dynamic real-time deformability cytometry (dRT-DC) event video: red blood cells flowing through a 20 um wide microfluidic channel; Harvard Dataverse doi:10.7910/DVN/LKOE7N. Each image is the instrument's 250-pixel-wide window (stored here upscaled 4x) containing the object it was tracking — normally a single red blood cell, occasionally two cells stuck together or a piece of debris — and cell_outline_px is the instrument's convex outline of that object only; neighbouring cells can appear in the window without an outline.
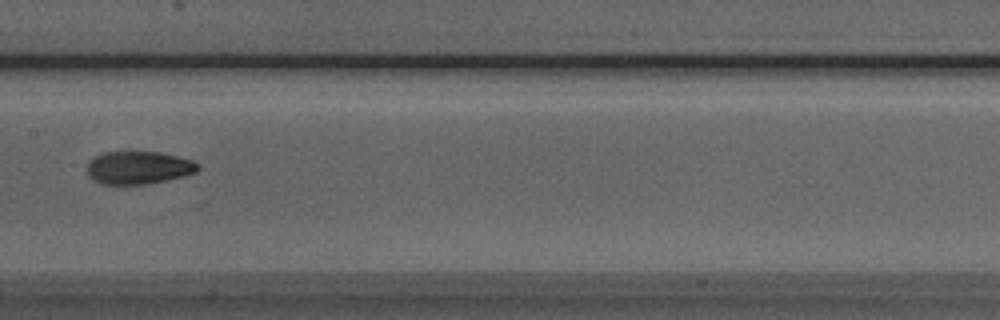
{"species": "Egyptian fruit bat (a non-hibernating species)", "species_latin": "Rousettus aegyptiacus", "temperature_condition": "room temperature", "stored_images_in_passage": 5, "camera_frame_rate_fps": 3000, "um_per_image_px": 0.085, "animal": {"sex": "male"}, "frame": {"image": 1, "passage_image": 5, "time_ms": 4.667, "image_size_px": [1000, 320], "cell_outline_px": [[200, 168], [196, 172], [184, 176], [148, 184], [100, 184], [92, 180], [88, 176], [88, 160], [104, 152], [160, 152], [192, 160], [200, 164]], "centroid_in_image_um": [11.77, 14.26], "position_along_channel_um": 195.6, "area_um2": 21.33}}